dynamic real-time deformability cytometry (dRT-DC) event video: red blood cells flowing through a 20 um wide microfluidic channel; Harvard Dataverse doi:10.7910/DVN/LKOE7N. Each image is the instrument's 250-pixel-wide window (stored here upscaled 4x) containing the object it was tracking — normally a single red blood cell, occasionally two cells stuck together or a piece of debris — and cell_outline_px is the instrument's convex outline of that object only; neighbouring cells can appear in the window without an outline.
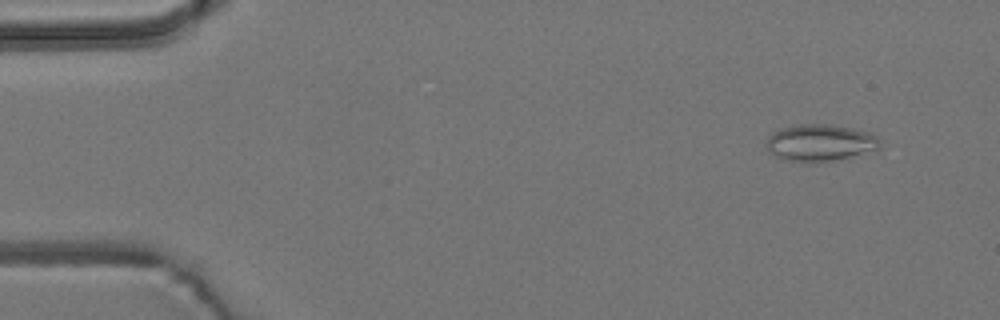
{"species": "common noctule bat (a hibernating species)", "species_latin": "Nyctalus noctula", "temperature_condition": "room temperature", "stored_images_in_passage": 4, "camera_frame_rate_fps": 3000, "um_per_image_px": 0.085, "animal": {"sex": "male", "body_mass_g": 19.2, "forearm_length_mm": 51.8}, "frame": {"image": 1, "passage_image": 1, "time_ms": 0.0, "image_size_px": [1000, 320], "cell_outline_px": [[880, 148], [832, 160], [784, 160], [768, 152], [764, 144], [768, 136], [772, 132], [780, 128], [800, 124], [828, 124], [852, 128], [868, 132], [876, 136], [880, 140]], "centroid_in_image_um": [69.64, 12.09], "position_along_channel_um": 15.4, "area_um2": 23.87}}